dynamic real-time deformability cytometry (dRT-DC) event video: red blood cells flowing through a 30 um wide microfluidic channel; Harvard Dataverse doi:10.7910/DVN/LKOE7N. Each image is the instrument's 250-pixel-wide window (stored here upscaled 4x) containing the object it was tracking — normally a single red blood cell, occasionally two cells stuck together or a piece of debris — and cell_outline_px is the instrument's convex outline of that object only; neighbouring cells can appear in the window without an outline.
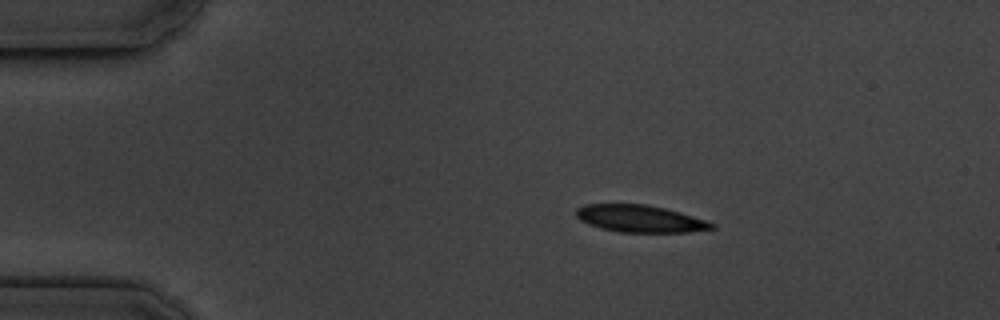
{"species": "common noctule bat (a hibernating species)", "species_latin": "Nyctalus noctula", "temperature_condition": "cold", "stored_images_in_passage": 2, "camera_frame_rate_fps": 3000, "um_per_image_px": 0.085, "animal": {"sex": "male", "body_mass_g": 19.5, "forearm_length_mm": 54.6}, "frame": {"image": 1, "passage_image": 1, "time_ms": 0.0, "image_size_px": [1000, 320], "cell_outline_px": [[716, 228], [688, 232], [620, 232], [600, 228], [588, 224], [580, 220], [576, 216], [576, 208], [584, 204], [648, 204], [680, 212], [708, 220], [716, 224]], "centroid_in_image_um": [54.42, 18.58], "position_along_channel_um": 30.6, "area_um2": 21.62}}